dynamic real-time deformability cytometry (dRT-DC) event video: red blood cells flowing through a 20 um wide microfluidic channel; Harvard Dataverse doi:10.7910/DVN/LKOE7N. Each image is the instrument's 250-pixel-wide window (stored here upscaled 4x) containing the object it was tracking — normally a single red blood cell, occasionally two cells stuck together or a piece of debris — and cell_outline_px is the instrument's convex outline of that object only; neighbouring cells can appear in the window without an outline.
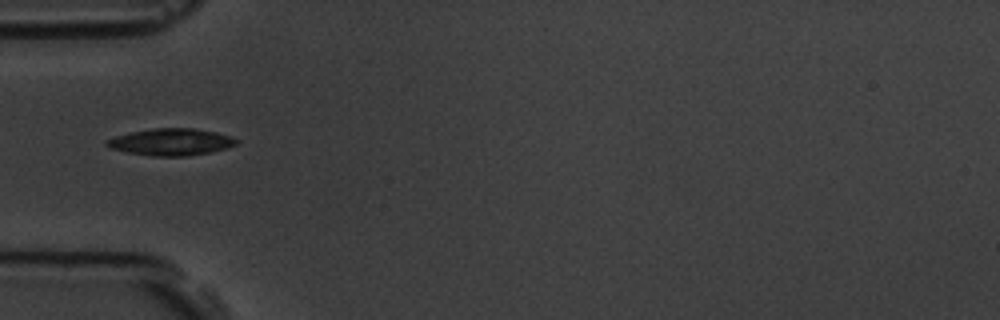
{"species": "common noctule bat (a hibernating species)", "species_latin": "Nyctalus noctula", "temperature_condition": "room temperature", "stored_images_in_passage": 9, "camera_frame_rate_fps": 3000, "um_per_image_px": 0.085, "animal": {"sex": "male", "body_mass_g": 19.5, "forearm_length_mm": 54.6}, "frame": {"image": 1, "passage_image": 6, "time_ms": 5.667, "image_size_px": [1000, 320], "cell_outline_px": [[240, 140], [236, 144], [228, 148], [188, 156], [152, 156], [128, 152], [112, 148], [104, 144], [104, 140], [116, 136], [132, 132], [152, 128], [192, 128], [216, 132], [232, 136]], "centroid_in_image_um": [14.56, 12.06], "position_along_channel_um": 70.4, "area_um2": 20.29}}
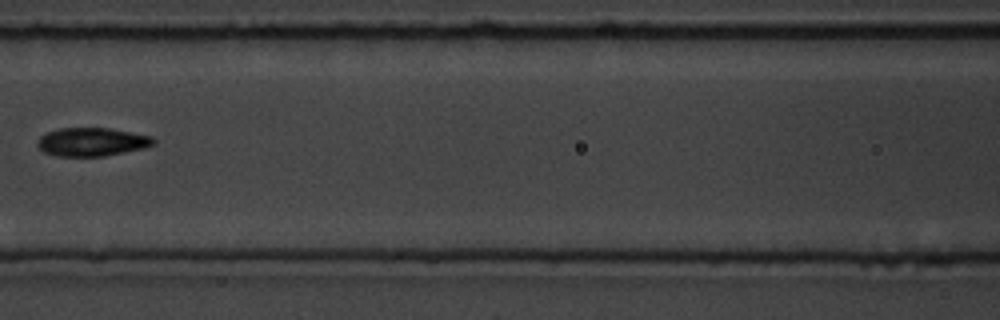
{"frame": {"image": 2, "passage_image": 8, "time_ms": 8.0, "image_size_px": [1000, 320], "cell_outline_px": [[156, 140], [152, 144], [144, 148], [104, 156], [56, 156], [44, 152], [36, 144], [36, 140], [44, 132], [60, 128], [108, 128], [152, 136]], "centroid_in_image_um": [7.76, 12.06], "position_along_channel_um": 158.8, "area_um2": 19.25}}
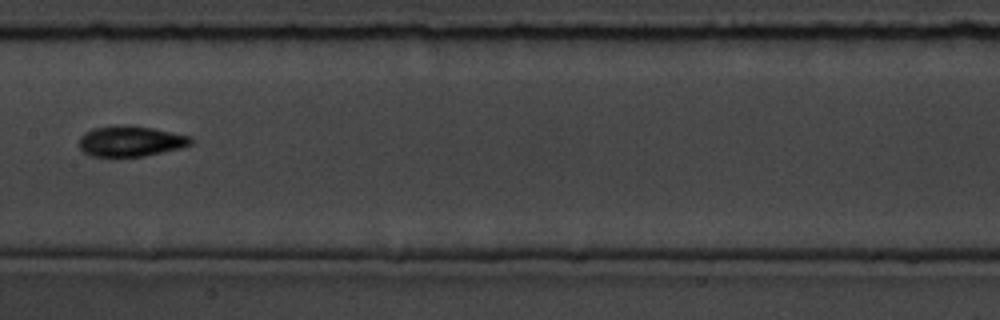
{"frame": {"image": 3, "passage_image": 9, "time_ms": 9.0, "image_size_px": [1000, 320], "cell_outline_px": [[192, 144], [180, 148], [144, 156], [92, 156], [84, 152], [80, 148], [80, 136], [84, 132], [92, 128], [152, 128], [192, 136]], "centroid_in_image_um": [11.13, 12.04], "position_along_channel_um": 196.3, "area_um2": 19.02}}